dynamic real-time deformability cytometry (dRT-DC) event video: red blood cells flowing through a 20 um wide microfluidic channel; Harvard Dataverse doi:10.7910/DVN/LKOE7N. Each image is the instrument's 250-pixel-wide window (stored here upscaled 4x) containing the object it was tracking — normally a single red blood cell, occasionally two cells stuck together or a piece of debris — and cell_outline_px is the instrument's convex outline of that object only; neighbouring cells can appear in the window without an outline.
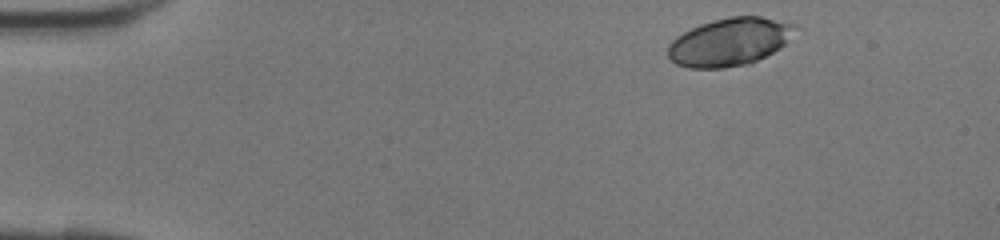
{"species": "human", "species_latin": "Homo sapiens", "temperature_condition": "room temperature", "stored_images_in_passage": 37, "camera_frame_rate_fps": 3000, "um_per_image_px": 0.085, "donor": {"sex": "female"}, "frame": {"image": 1, "passage_image": 1, "time_ms": 0.0, "image_size_px": [1000, 240], "cell_outline_px": [[796, 24], [784, 44], [780, 48], [748, 64], [724, 68], [688, 68], [676, 64], [668, 56], [668, 44], [676, 36], [700, 24], [712, 20], [732, 16], [760, 16]], "centroid_in_image_um": [61.95, 3.56], "position_along_channel_um": 23.0, "area_um2": 35.08}}
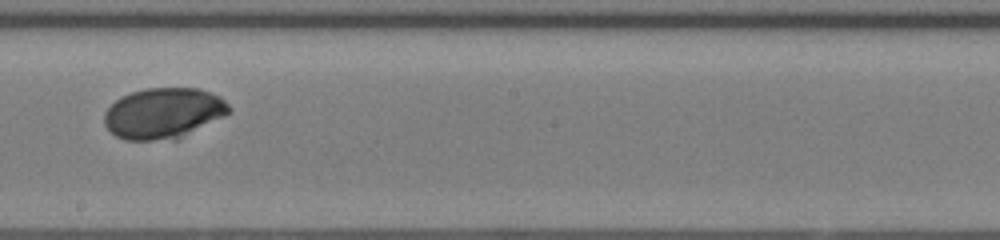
{"frame": {"image": 2, "passage_image": 20, "time_ms": 6.333, "image_size_px": [1000, 240], "cell_outline_px": [[232, 112], [180, 140], [124, 140], [116, 136], [104, 124], [104, 112], [116, 100], [132, 92], [148, 88], [200, 88], [220, 96], [232, 108]], "centroid_in_image_um": [13.95, 9.64], "position_along_channel_um": 234.3, "area_um2": 37.34}}
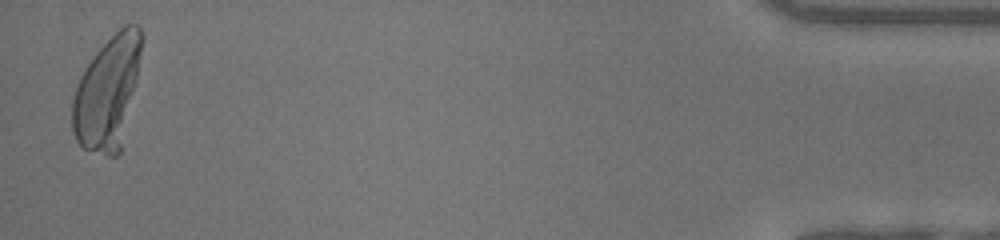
{"frame": {"image": 3, "passage_image": 37, "time_ms": 12.0, "image_size_px": [1000, 240], "cell_outline_px": [[144, 40], [136, 80], [120, 156], [108, 156], [84, 148], [76, 140], [72, 132], [72, 100], [80, 76], [96, 52], [124, 24], [140, 24], [144, 36]], "centroid_in_image_um": [9.16, 7.86], "position_along_channel_um": 426.0, "area_um2": 45.43}}